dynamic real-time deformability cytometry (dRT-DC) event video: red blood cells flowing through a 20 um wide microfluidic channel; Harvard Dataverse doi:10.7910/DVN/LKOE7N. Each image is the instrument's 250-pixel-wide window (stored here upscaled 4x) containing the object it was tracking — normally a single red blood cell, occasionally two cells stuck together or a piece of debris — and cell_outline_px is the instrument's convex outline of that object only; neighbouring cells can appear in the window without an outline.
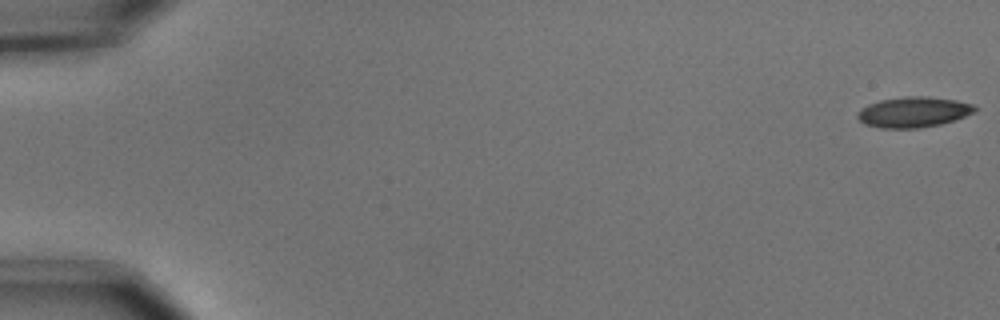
{"species": "common noctule bat (a hibernating species)", "species_latin": "Nyctalus noctula", "temperature_condition": "cold", "stored_images_in_passage": 14, "camera_frame_rate_fps": 3000, "um_per_image_px": 0.085, "animal": {"sex": "male", "body_mass_g": 15.6}, "frame": {"image": 1, "passage_image": 1, "time_ms": 0.0, "image_size_px": [1000, 320], "cell_outline_px": [[976, 112], [940, 124], [920, 128], [880, 128], [864, 124], [856, 116], [856, 112], [860, 108], [868, 104], [880, 100], [908, 96], [928, 96], [956, 100], [972, 104], [976, 108]], "centroid_in_image_um": [77.6, 9.52], "position_along_channel_um": 7.4, "area_um2": 20.87}}
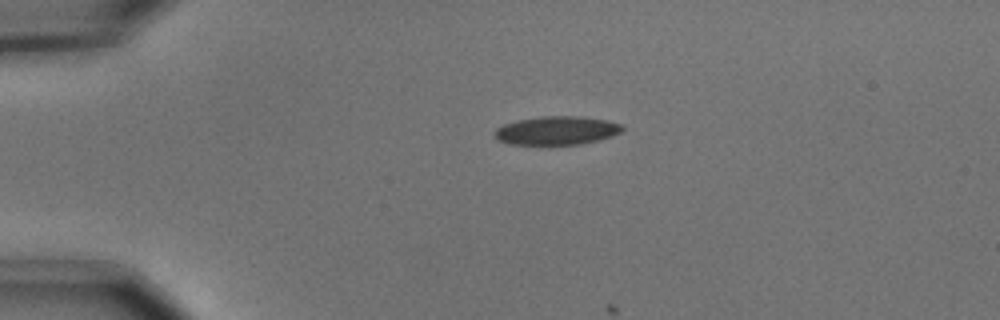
{"frame": {"image": 2, "passage_image": 13, "time_ms": 4.0, "image_size_px": [1000, 320], "cell_outline_px": [[624, 128], [620, 132], [612, 136], [600, 140], [580, 144], [508, 144], [496, 140], [492, 132], [496, 128], [504, 124], [516, 120], [540, 116], [580, 116], [608, 120], [624, 124]], "centroid_in_image_um": [47.31, 11.09], "position_along_channel_um": 37.7, "area_um2": 21.56}}